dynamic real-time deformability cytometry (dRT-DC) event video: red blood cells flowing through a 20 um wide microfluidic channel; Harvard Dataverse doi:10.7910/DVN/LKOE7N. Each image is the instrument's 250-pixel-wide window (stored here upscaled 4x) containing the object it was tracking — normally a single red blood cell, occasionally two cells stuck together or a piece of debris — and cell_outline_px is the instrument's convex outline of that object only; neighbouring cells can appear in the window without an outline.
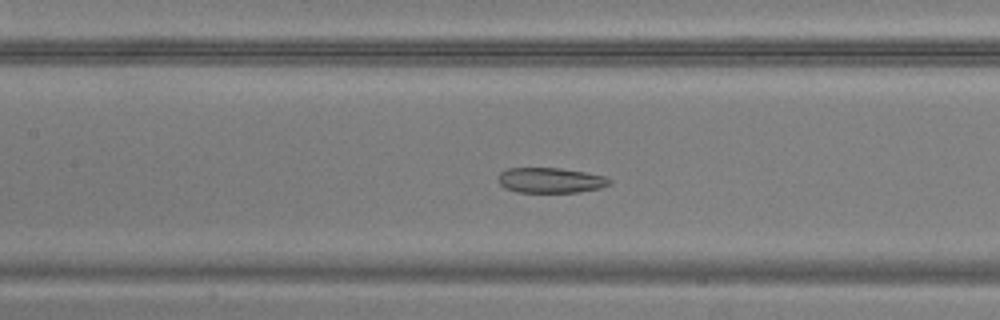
{"species": "common noctule bat (a hibernating species)", "species_latin": "Nyctalus noctula", "temperature_condition": "warm", "stored_images_in_passage": 36, "camera_frame_rate_fps": 3000, "um_per_image_px": 0.085, "animal": {"sex": "male", "body_mass_g": 20.5, "forearm_length_mm": 52.5}, "frame": {"image": 1, "passage_image": 9, "time_ms": 2.667, "image_size_px": [1000, 320], "cell_outline_px": [[612, 184], [600, 188], [576, 192], [516, 192], [504, 188], [496, 180], [500, 172], [508, 168], [560, 168], [584, 172], [604, 176], [612, 180]], "centroid_in_image_um": [46.76, 15.32], "position_along_channel_um": 160.6, "area_um2": 16.47}}
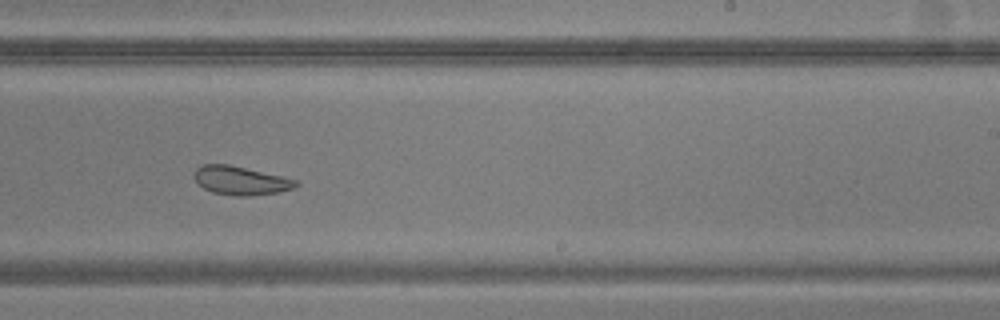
{"frame": {"image": 2, "passage_image": 17, "time_ms": 5.333, "image_size_px": [1000, 320], "cell_outline_px": [[300, 184], [292, 188], [280, 192], [252, 196], [232, 196], [212, 192], [204, 188], [196, 180], [196, 168], [204, 164], [228, 164], [284, 176], [296, 180]], "centroid_in_image_um": [20.5, 15.35], "position_along_channel_um": 268.5, "area_um2": 16.94}}
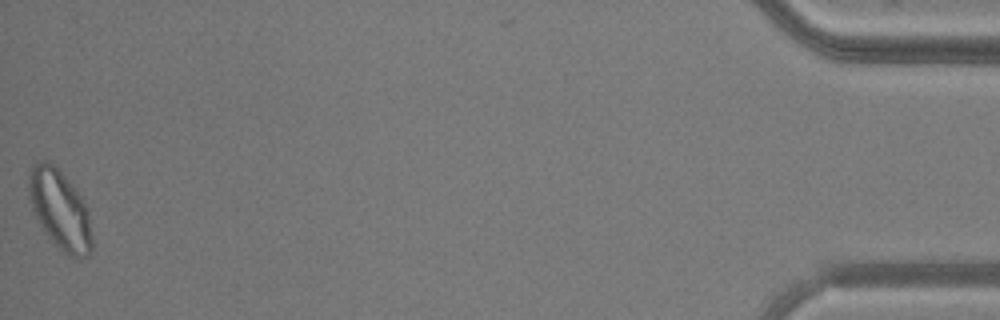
{"frame": {"image": 3, "passage_image": 36, "time_ms": 11.667, "image_size_px": [1000, 320], "cell_outline_px": [[92, 248], [88, 256], [80, 260], [56, 248], [44, 232], [32, 212], [28, 196], [28, 172], [32, 164], [40, 160], [48, 160], [64, 176], [80, 196], [88, 208], [92, 236]], "centroid_in_image_um": [5.06, 17.85], "position_along_channel_um": 430.1, "area_um2": 29.71}}